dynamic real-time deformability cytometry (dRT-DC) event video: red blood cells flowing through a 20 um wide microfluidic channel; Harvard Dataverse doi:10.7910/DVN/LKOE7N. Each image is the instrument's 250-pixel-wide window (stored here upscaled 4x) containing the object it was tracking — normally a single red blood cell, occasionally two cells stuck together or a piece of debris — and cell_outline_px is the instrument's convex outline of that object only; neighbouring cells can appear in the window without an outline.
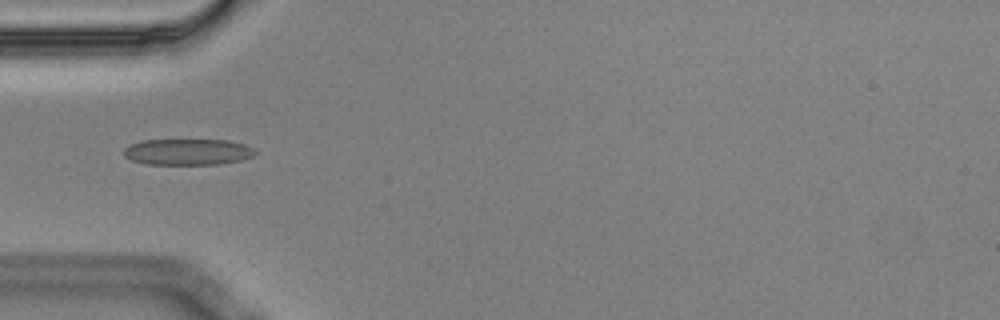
{"species": "Egyptian fruit bat (a non-hibernating species)", "species_latin": "Rousettus aegyptiacus", "temperature_condition": "cold", "stored_images_in_passage": 4, "camera_frame_rate_fps": 3000, "um_per_image_px": 0.085, "animal": {"sex": "male"}, "frame": {"image": 1, "passage_image": 1, "time_ms": 0.0, "image_size_px": [1000, 320], "cell_outline_px": [[260, 152], [252, 156], [240, 160], [220, 164], [148, 164], [132, 160], [124, 156], [124, 148], [140, 140], [228, 140], [244, 144], [256, 148]], "centroid_in_image_um": [16.01, 12.9], "position_along_channel_um": 69.0, "area_um2": 20.11}}
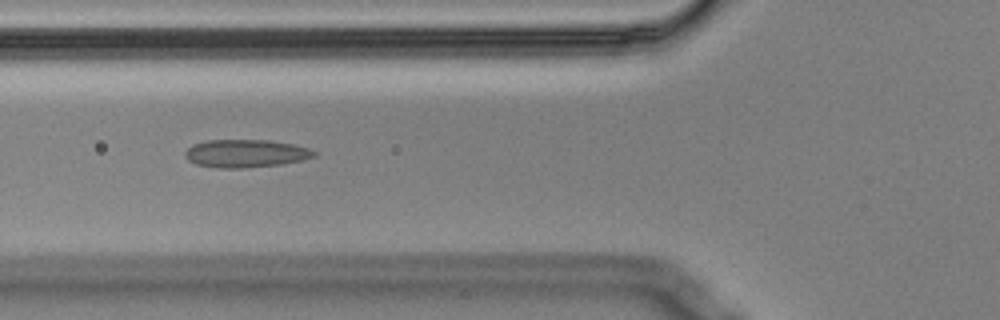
{"frame": {"image": 2, "passage_image": 2, "time_ms": 0.333, "image_size_px": [1000, 320], "cell_outline_px": [[316, 156], [304, 160], [280, 164], [244, 168], [216, 168], [196, 164], [188, 160], [184, 156], [184, 152], [192, 144], [208, 140], [268, 140], [292, 144], [308, 148], [316, 152]], "centroid_in_image_um": [20.86, 13.04], "position_along_channel_um": 104.9, "area_um2": 21.04}}
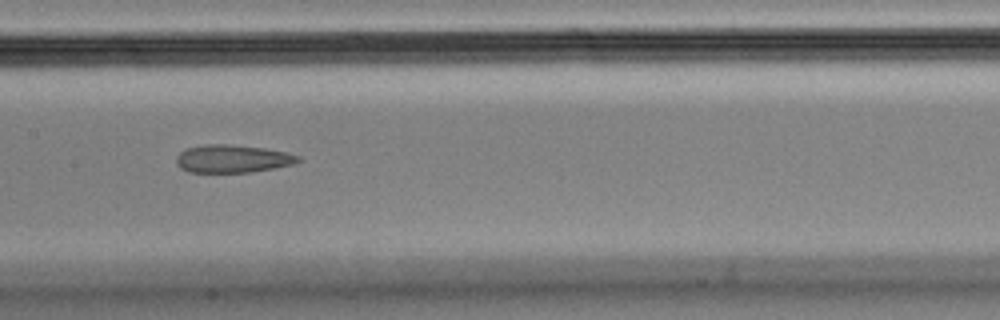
{"frame": {"image": 3, "passage_image": 4, "time_ms": 1.0, "image_size_px": [1000, 320], "cell_outline_px": [[304, 160], [292, 164], [252, 172], [188, 172], [180, 168], [176, 164], [176, 156], [180, 152], [188, 148], [204, 144], [228, 144], [264, 148], [288, 152], [300, 156]], "centroid_in_image_um": [19.77, 13.49], "position_along_channel_um": 187.6, "area_um2": 19.88}}